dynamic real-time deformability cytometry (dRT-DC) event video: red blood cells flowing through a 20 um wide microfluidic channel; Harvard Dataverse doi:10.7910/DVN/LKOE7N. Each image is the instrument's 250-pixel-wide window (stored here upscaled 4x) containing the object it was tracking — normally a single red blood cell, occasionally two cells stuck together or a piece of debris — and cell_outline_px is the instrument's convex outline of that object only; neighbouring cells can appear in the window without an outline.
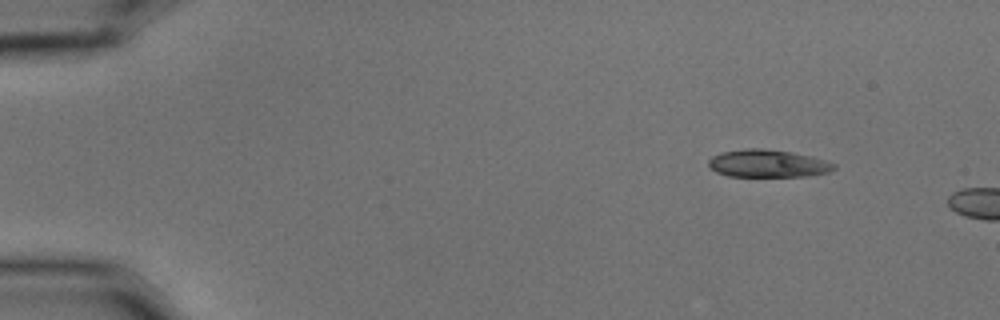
{"species": "common noctule bat (a hibernating species)", "species_latin": "Nyctalus noctula", "temperature_condition": "cold", "stored_images_in_passage": 3, "camera_frame_rate_fps": 3000, "um_per_image_px": 0.085, "animal": {"sex": "male", "body_mass_g": 15.6}, "frame": {"image": 1, "passage_image": 1, "time_ms": 0.0, "image_size_px": [1000, 320], "cell_outline_px": [[836, 168], [828, 172], [804, 176], [728, 176], [716, 172], [708, 168], [708, 160], [712, 156], [720, 152], [744, 148], [760, 148], [792, 152], [812, 156], [836, 164]], "centroid_in_image_um": [65.21, 13.89], "position_along_channel_um": 19.8, "area_um2": 20.29}}